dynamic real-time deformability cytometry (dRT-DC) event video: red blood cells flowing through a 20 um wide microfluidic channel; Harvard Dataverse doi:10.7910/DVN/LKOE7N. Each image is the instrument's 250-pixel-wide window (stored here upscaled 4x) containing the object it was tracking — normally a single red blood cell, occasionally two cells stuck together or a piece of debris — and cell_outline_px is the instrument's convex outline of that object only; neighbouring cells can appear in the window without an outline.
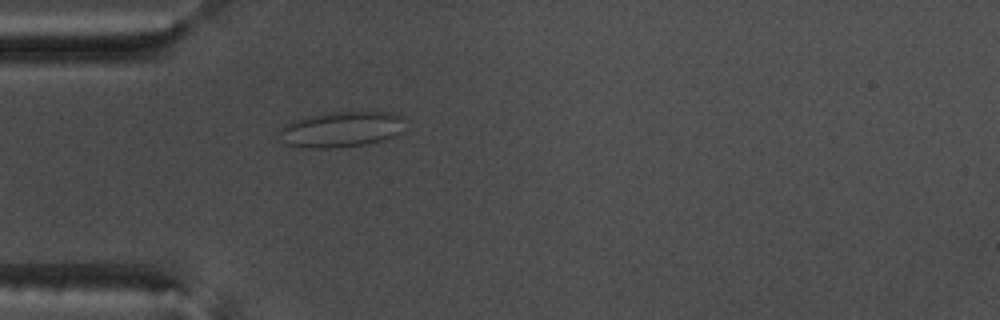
{"species": "common noctule bat (a hibernating species)", "species_latin": "Nyctalus noctula", "temperature_condition": "warm", "stored_images_in_passage": 54, "camera_frame_rate_fps": 3000, "um_per_image_px": 0.085, "animal": {"sex": "male", "body_mass_g": 17.5, "forearm_length_mm": 52.3}, "frame": {"image": 1, "passage_image": 16, "time_ms": 5.0, "image_size_px": [1000, 320], "cell_outline_px": [[404, 132], [368, 144], [336, 148], [304, 148], [284, 144], [276, 132], [284, 124], [292, 120], [332, 112], [392, 112], [404, 116]], "centroid_in_image_um": [28.99, 11.0], "position_along_channel_um": 56.0, "area_um2": 26.53}}
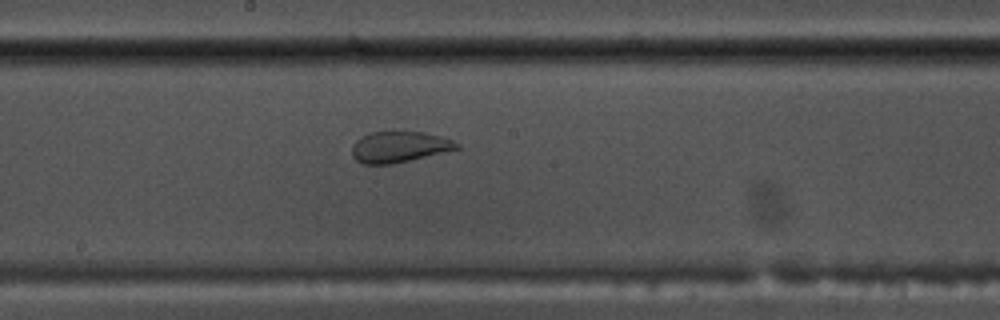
{"frame": {"image": 2, "passage_image": 29, "time_ms": 9.333, "image_size_px": [1000, 320], "cell_outline_px": [[460, 148], [392, 164], [364, 164], [356, 160], [352, 156], [352, 144], [356, 140], [372, 132], [424, 132], [444, 136], [460, 144]], "centroid_in_image_um": [33.94, 12.48], "position_along_channel_um": 214.3, "area_um2": 18.79}}
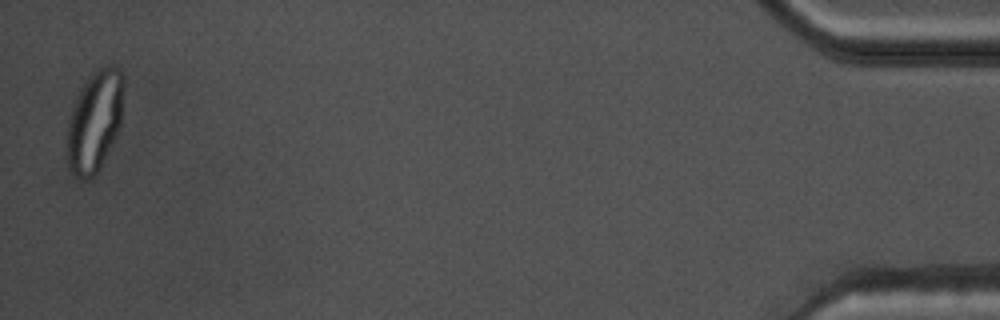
{"frame": {"image": 3, "passage_image": 53, "time_ms": 17.333, "image_size_px": [1000, 320], "cell_outline_px": [[124, 84], [120, 124], [96, 172], [88, 180], [84, 180], [76, 176], [68, 168], [68, 120], [72, 108], [84, 84], [100, 68], [116, 68], [124, 76]], "centroid_in_image_um": [8.04, 10.32], "position_along_channel_um": 427.2, "area_um2": 31.85}}